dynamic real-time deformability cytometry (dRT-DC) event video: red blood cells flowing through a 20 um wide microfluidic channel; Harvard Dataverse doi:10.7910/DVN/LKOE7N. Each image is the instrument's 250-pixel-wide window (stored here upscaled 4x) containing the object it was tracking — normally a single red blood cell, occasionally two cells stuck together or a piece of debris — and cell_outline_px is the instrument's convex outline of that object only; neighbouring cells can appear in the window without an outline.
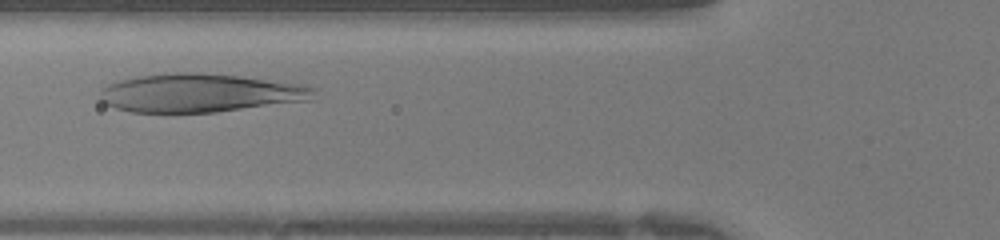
{"species": "human", "species_latin": "Homo sapiens", "temperature_condition": "warm", "stored_images_in_passage": 25, "camera_frame_rate_fps": 3000, "um_per_image_px": 0.085, "donor": {"sex": "female"}, "frame": {"image": 1, "passage_image": 7, "time_ms": 2.0, "image_size_px": [1000, 240], "cell_outline_px": [[316, 88], [312, 100], [216, 112], [132, 112], [116, 108], [104, 104], [100, 100], [100, 88], [108, 84], [120, 80], [140, 76], [172, 72], [196, 72], [240, 76], [304, 84]], "centroid_in_image_um": [17.0, 7.9], "position_along_channel_um": 108.8, "area_um2": 48.15}}
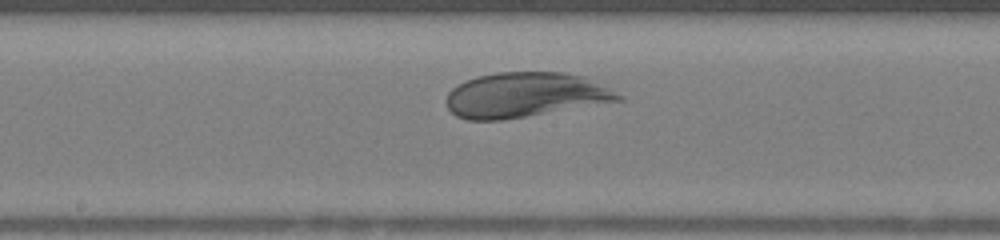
{"frame": {"image": 2, "passage_image": 13, "time_ms": 4.0, "image_size_px": [1000, 240], "cell_outline_px": [[624, 100], [500, 120], [468, 120], [456, 116], [448, 108], [444, 100], [448, 92], [452, 88], [464, 80], [476, 76], [496, 72], [564, 72], [584, 76], [624, 96]], "centroid_in_image_um": [44.58, 8.06], "position_along_channel_um": 203.6, "area_um2": 44.97}}
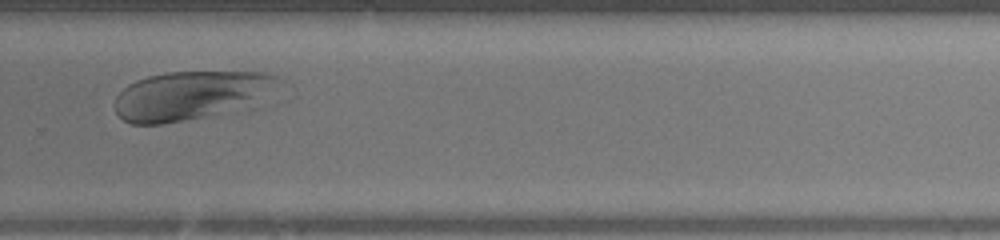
{"frame": {"image": 3, "passage_image": 20, "time_ms": 6.333, "image_size_px": [1000, 240], "cell_outline_px": [[284, 80], [252, 108], [236, 112], [160, 124], [132, 124], [124, 120], [116, 112], [116, 96], [128, 84], [136, 80], [148, 76], [168, 72], [264, 72], [280, 76]], "centroid_in_image_um": [16.33, 8.12], "position_along_channel_um": 313.5, "area_um2": 47.34}}